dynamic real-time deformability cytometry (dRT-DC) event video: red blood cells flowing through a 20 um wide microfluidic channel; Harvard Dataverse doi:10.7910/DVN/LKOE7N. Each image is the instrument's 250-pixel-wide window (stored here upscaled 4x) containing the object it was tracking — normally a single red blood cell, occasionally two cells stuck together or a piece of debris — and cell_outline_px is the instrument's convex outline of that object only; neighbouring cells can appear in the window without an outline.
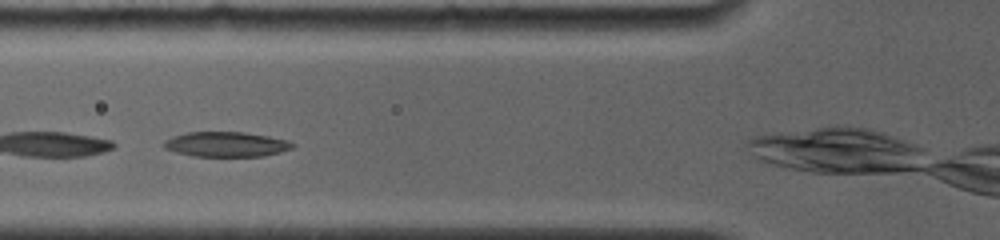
{"species": "common noctule bat (a hibernating species)", "species_latin": "Nyctalus noctula", "temperature_condition": "room temperature", "stored_images_in_passage": 14, "camera_frame_rate_fps": 4000, "um_per_image_px": 0.085, "animal": {"sex": "female", "body_mass_g": 19.0, "forearm_length_mm": 56.7}, "frame": {"image": 1, "passage_image": 2, "time_ms": 0.75, "image_size_px": [1000, 240], "cell_outline_px": [[296, 144], [292, 148], [280, 152], [264, 156], [192, 156], [176, 152], [164, 148], [164, 140], [172, 136], [188, 132], [244, 132], [268, 136], [288, 140]], "centroid_in_image_um": [19.23, 12.26], "position_along_channel_um": 106.6, "area_um2": 18.73}}
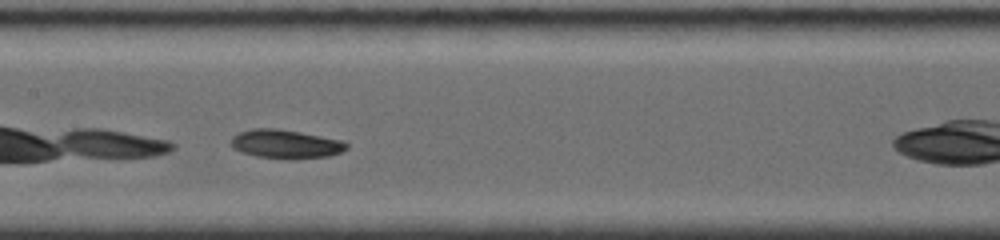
{"frame": {"image": 2, "passage_image": 5, "time_ms": 2.75, "image_size_px": [1000, 240], "cell_outline_px": [[348, 148], [340, 152], [328, 156], [292, 160], [288, 160], [256, 156], [240, 152], [232, 148], [228, 144], [232, 136], [240, 132], [252, 128], [276, 128], [300, 132], [344, 140], [348, 144]], "centroid_in_image_um": [24.25, 12.25], "position_along_channel_um": 183.2, "area_um2": 19.83}}
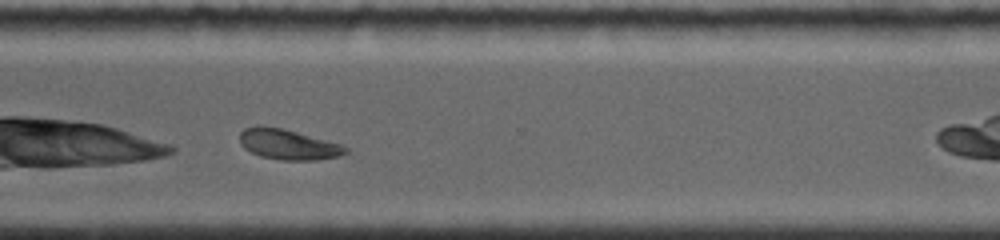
{"frame": {"image": 3, "passage_image": 13, "time_ms": 7.0, "image_size_px": [1000, 240], "cell_outline_px": [[348, 152], [340, 156], [316, 160], [280, 160], [260, 156], [244, 148], [240, 144], [240, 132], [244, 128], [256, 124], [260, 124], [280, 128], [296, 132], [340, 144], [348, 148]], "centroid_in_image_um": [24.45, 12.27], "position_along_channel_um": 346.2, "area_um2": 18.73}}